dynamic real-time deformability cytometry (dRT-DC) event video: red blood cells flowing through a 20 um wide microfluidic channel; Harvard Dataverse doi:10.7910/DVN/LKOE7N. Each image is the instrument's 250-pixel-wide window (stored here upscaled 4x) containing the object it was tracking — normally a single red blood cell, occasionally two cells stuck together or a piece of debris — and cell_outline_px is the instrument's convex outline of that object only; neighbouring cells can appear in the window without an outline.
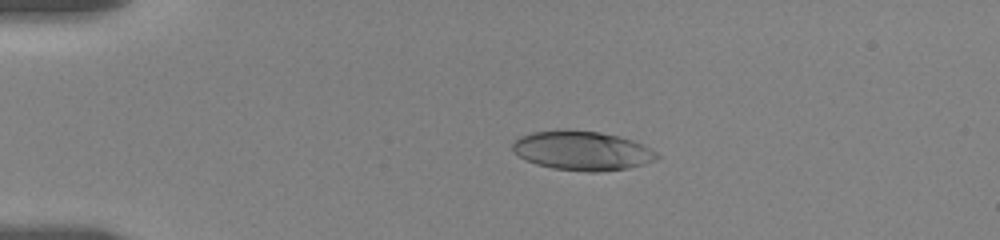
{"species": "human", "species_latin": "Homo sapiens", "temperature_condition": "room temperature", "stored_images_in_passage": 8, "camera_frame_rate_fps": 3000, "um_per_image_px": 0.085, "donor": {"sex": "female"}, "frame": {"image": 1, "passage_image": 6, "time_ms": 4.0, "image_size_px": [1000, 240], "cell_outline_px": [[660, 156], [656, 160], [644, 164], [628, 168], [596, 172], [588, 172], [552, 168], [536, 164], [520, 156], [512, 148], [512, 144], [520, 136], [532, 132], [556, 128], [564, 128], [600, 132], [620, 136], [632, 140], [656, 152]], "centroid_in_image_um": [49.47, 12.78], "position_along_channel_um": 35.5, "area_um2": 33.18}}